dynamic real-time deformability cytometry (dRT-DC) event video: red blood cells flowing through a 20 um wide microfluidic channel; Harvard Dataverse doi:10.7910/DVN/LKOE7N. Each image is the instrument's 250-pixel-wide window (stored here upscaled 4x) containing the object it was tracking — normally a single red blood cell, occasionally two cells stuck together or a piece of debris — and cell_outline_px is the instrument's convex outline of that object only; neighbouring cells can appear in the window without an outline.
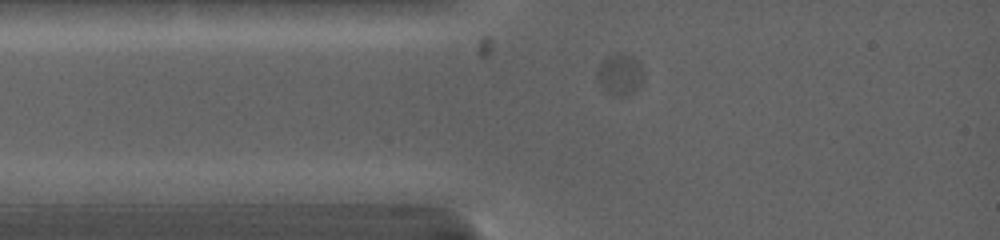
{"species": "common noctule bat (a hibernating species)", "species_latin": "Nyctalus noctula", "temperature_condition": "warm", "stored_images_in_passage": 17, "camera_frame_rate_fps": 5000, "um_per_image_px": 0.085, "animal": {"sex": "female", "body_mass_g": 19.0, "forearm_length_mm": 53.3}, "frame": {"image": 1, "passage_image": 1, "time_ms": 0.0, "image_size_px": [1000, 240], "cell_outline_px": [[644, 80], [640, 88], [624, 96], [620, 96], [604, 92], [596, 76], [596, 72], [600, 64], [608, 56], [616, 52], [620, 52], [636, 60], [644, 76]], "centroid_in_image_um": [52.68, 6.36], "position_along_channel_um": 32.3, "area_um2": 11.1}}